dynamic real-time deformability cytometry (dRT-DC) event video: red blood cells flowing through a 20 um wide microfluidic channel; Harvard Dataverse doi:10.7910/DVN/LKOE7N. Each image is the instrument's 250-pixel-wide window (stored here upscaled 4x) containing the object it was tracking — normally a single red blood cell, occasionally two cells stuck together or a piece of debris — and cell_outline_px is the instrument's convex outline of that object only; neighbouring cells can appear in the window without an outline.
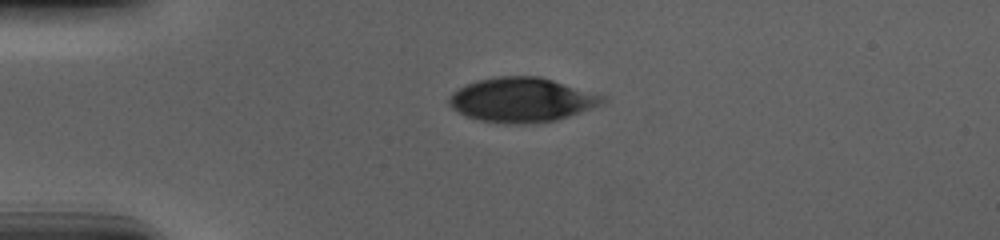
{"species": "human", "species_latin": "Homo sapiens", "temperature_condition": "cold", "stored_images_in_passage": 43, "camera_frame_rate_fps": 3000, "um_per_image_px": 0.085, "donor": {"sex": "male"}, "frame": {"image": 1, "passage_image": 1, "time_ms": 0.0, "image_size_px": [1000, 240], "cell_outline_px": [[608, 96], [600, 104], [568, 116], [556, 120], [520, 124], [504, 124], [480, 120], [468, 116], [452, 108], [448, 104], [448, 96], [452, 92], [468, 84], [480, 80], [496, 76], [540, 76]], "centroid_in_image_um": [44.34, 8.48], "position_along_channel_um": 40.7, "area_um2": 39.48}}
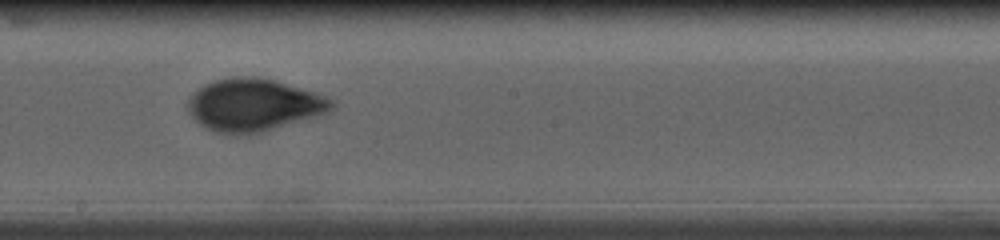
{"frame": {"image": 2, "passage_image": 19, "time_ms": 6.0, "image_size_px": [1000, 240], "cell_outline_px": [[336, 108], [328, 112], [316, 116], [248, 136], [236, 136], [216, 132], [200, 124], [188, 112], [188, 100], [192, 92], [204, 84], [216, 80], [236, 76], [256, 76], [276, 80], [336, 100]], "centroid_in_image_um": [21.56, 8.93], "position_along_channel_um": 226.6, "area_um2": 44.27}}
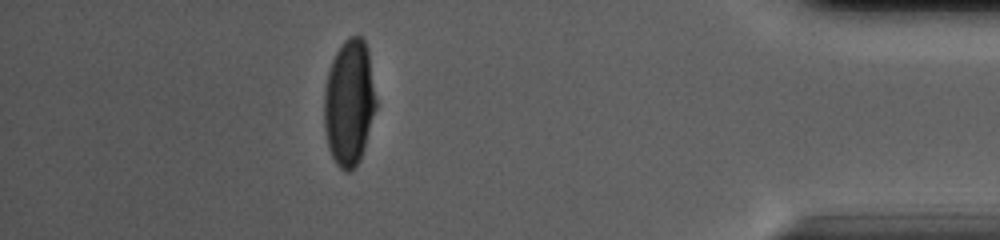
{"frame": {"image": 3, "passage_image": 37, "time_ms": 12.0, "image_size_px": [1000, 240], "cell_outline_px": [[376, 108], [364, 148], [360, 160], [348, 172], [344, 172], [336, 164], [328, 148], [324, 128], [324, 88], [328, 72], [332, 60], [336, 52], [344, 40], [348, 36], [360, 36], [364, 40], [368, 48], [376, 100]], "centroid_in_image_um": [29.67, 8.72], "position_along_channel_um": 405.5, "area_um2": 38.26}, "authors_computed_cell_mechanics": {"area_um2": 41.5004, "velocity_mm_per_s": 3.6982, "shape_relaxation_time_tau1_ms": 3.1818, "shape_relaxation_time_tau2_ms": 0.73, "deformation_change_tau1": 0.1469, "deformation_change_tau2": 0.0442}}